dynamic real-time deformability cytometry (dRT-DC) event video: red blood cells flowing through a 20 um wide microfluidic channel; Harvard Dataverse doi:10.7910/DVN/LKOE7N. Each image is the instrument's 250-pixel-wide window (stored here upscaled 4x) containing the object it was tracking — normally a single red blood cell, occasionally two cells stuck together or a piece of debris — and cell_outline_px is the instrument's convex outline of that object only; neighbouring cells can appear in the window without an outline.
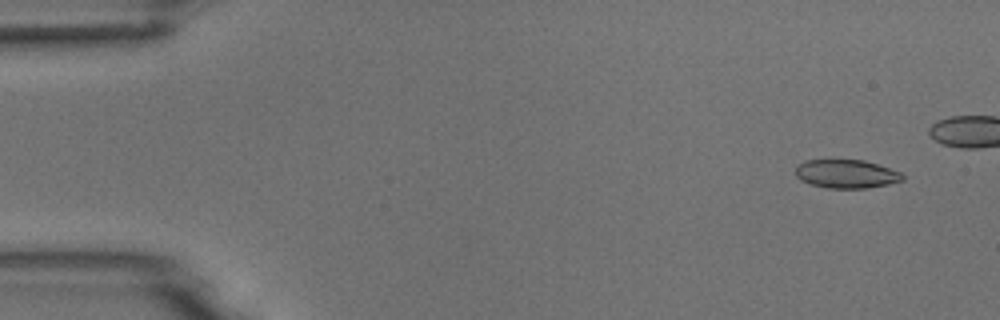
{"species": "common noctule bat (a hibernating species)", "species_latin": "Nyctalus noctula", "temperature_condition": "room temperature", "stored_images_in_passage": 8, "camera_frame_rate_fps": 3000, "um_per_image_px": 0.085, "animal": {"sex": "male", "body_mass_g": 18.8}, "frame": {"image": 1, "passage_image": 1, "time_ms": 0.0, "image_size_px": [1000, 320], "cell_outline_px": [[904, 180], [888, 184], [868, 188], [828, 188], [812, 184], [800, 180], [796, 176], [796, 168], [804, 160], [864, 160], [900, 172], [904, 176]], "centroid_in_image_um": [71.94, 14.78], "position_along_channel_um": 13.1, "area_um2": 17.63}}